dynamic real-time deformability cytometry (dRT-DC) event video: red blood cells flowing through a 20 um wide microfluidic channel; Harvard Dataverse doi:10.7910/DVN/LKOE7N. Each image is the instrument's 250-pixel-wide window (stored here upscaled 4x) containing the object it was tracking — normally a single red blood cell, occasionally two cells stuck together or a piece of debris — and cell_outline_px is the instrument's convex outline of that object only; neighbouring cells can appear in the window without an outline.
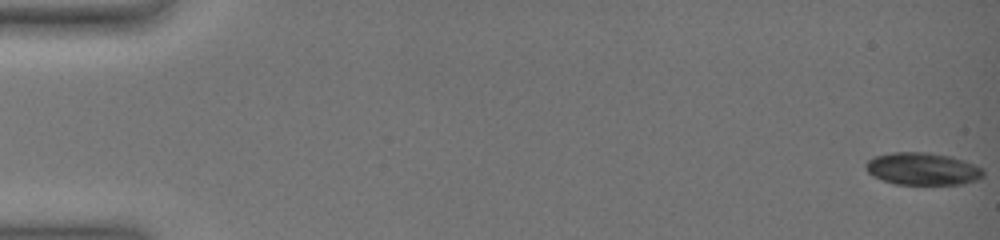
{"species": "common noctule bat (a hibernating species)", "species_latin": "Nyctalus noctula", "temperature_condition": "warm", "stored_images_in_passage": 55, "camera_frame_rate_fps": 3000, "um_per_image_px": 0.085, "animal": {"sex": "female", "body_mass_g": 19.0, "forearm_length_mm": 51.5}, "frame": {"image": 1, "passage_image": 1, "time_ms": 0.0, "image_size_px": [1000, 240], "cell_outline_px": [[984, 176], [976, 180], [964, 184], [896, 184], [872, 176], [864, 168], [864, 164], [868, 160], [876, 156], [892, 152], [928, 152], [952, 156], [964, 160], [980, 168], [984, 172]], "centroid_in_image_um": [78.4, 14.34], "position_along_channel_um": 6.6, "area_um2": 22.2}}
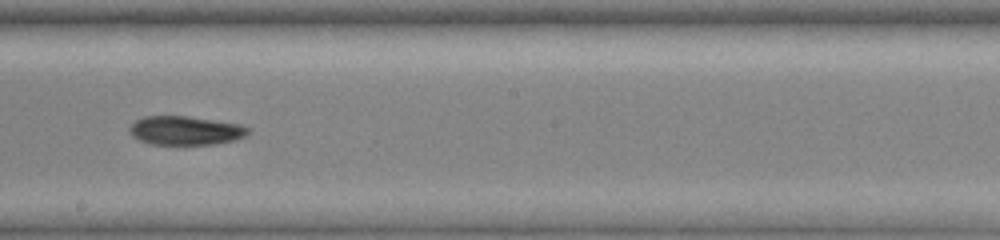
{"frame": {"image": 2, "passage_image": 34, "time_ms": 11.0, "image_size_px": [1000, 240], "cell_outline_px": [[248, 132], [244, 136], [236, 140], [216, 144], [148, 144], [136, 140], [128, 132], [128, 128], [136, 120], [144, 116], [188, 116], [240, 124], [248, 128]], "centroid_in_image_um": [15.7, 11.1], "position_along_channel_um": 232.5, "area_um2": 20.06}}
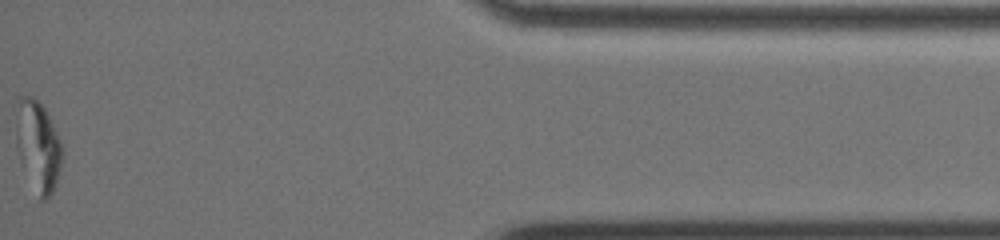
{"frame": {"image": 3, "passage_image": 55, "time_ms": 18.0, "image_size_px": [1000, 240], "cell_outline_px": [[64, 152], [56, 184], [52, 192], [44, 200], [40, 200], [16, 148], [16, 100], [20, 96], [32, 96], [44, 108], [64, 148]], "centroid_in_image_um": [3.24, 12.36], "position_along_channel_um": 432.0, "area_um2": 23.93}, "authors_computed_cell_mechanics": {"area_um2": 22.0796, "velocity_mm_per_s": 3.6511, "shape_relaxation_time_tau1_ms": 4.5804, "shape_relaxation_time_tau2_ms": null, "deformation_change_tau1": 0.1628, "deformation_change_tau2": null}}